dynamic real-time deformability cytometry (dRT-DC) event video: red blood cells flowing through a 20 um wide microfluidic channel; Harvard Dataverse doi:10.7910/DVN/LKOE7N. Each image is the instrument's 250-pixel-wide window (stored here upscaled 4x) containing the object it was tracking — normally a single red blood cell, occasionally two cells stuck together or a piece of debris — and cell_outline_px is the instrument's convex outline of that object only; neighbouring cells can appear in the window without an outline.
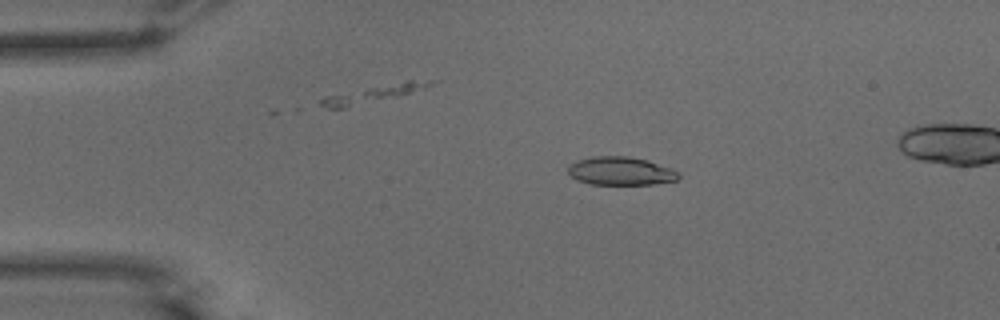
{"species": "common noctule bat (a hibernating species)", "species_latin": "Nyctalus noctula", "temperature_condition": "warm", "stored_images_in_passage": 55, "camera_frame_rate_fps": 3000, "um_per_image_px": 0.085, "animal": {"sex": "male", "body_mass_g": 15.6}, "frame": {"image": 1, "passage_image": 12, "time_ms": 3.667, "image_size_px": [1000, 320], "cell_outline_px": [[680, 180], [652, 184], [588, 184], [576, 180], [568, 172], [568, 164], [592, 156], [628, 156], [648, 160], [672, 168], [680, 172]], "centroid_in_image_um": [52.79, 14.54], "position_along_channel_um": 32.2, "area_um2": 18.44}}
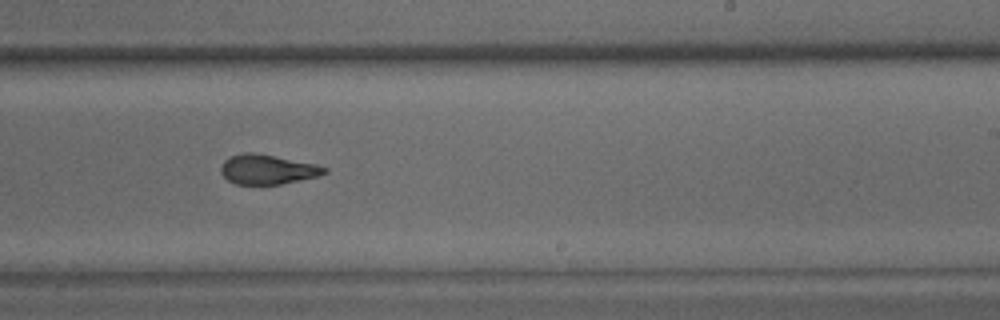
{"frame": {"image": 2, "passage_image": 35, "time_ms": 11.333, "image_size_px": [1000, 320], "cell_outline_px": [[328, 172], [316, 176], [280, 184], [236, 184], [228, 180], [220, 172], [220, 168], [224, 160], [228, 156], [244, 152], [252, 152], [316, 164], [328, 168]], "centroid_in_image_um": [22.69, 14.39], "position_along_channel_um": 266.3, "area_um2": 17.74}}
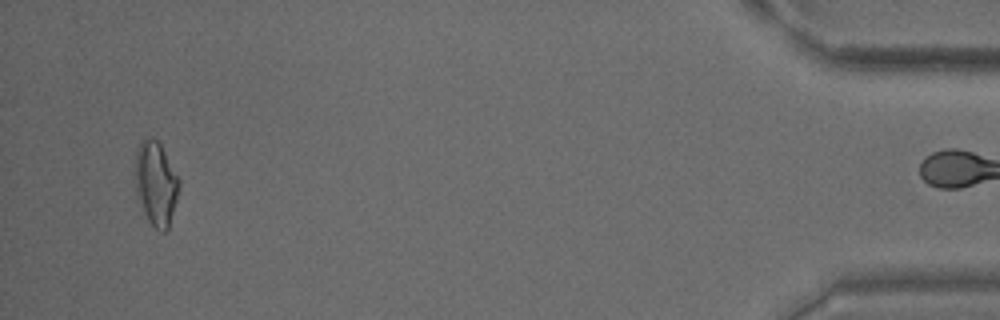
{"frame": {"image": 3, "passage_image": 54, "time_ms": 17.667, "image_size_px": [1000, 320], "cell_outline_px": [[180, 184], [176, 200], [168, 228], [164, 232], [160, 232], [148, 220], [136, 196], [136, 152], [140, 140], [156, 140], [160, 144], [180, 180]], "centroid_in_image_um": [13.25, 15.62], "position_along_channel_um": 421.9, "area_um2": 20.98}, "authors_computed_cell_mechanics": {"area_um2": 18.8428, "velocity_mm_per_s": 3.6788, "shape_relaxation_time_tau1_ms": 6.5775, "shape_relaxation_time_tau2_ms": 2.1962, "deformation_change_tau1": 0.2027, "deformation_change_tau2": 0.0999}}